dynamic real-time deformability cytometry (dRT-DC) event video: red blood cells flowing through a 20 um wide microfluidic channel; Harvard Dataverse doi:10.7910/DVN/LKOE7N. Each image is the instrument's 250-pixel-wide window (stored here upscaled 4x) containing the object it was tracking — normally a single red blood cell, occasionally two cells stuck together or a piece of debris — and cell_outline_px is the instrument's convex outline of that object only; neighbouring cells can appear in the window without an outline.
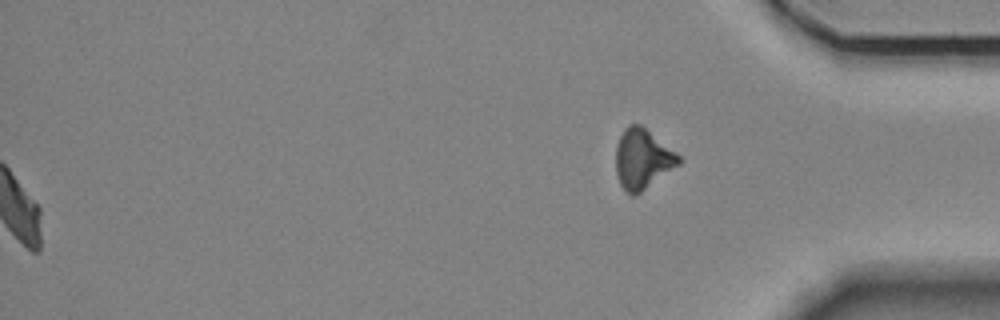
{"species": "Egyptian fruit bat (a non-hibernating species)", "species_latin": "Rousettus aegyptiacus", "temperature_condition": "room temperature", "stored_images_in_passage": 57, "segment_of_instrument_passage": [2, 2], "camera_frame_rate_fps": 3000, "um_per_image_px": 0.085, "animal": {"sex": "female"}, "frame": {"image": 1, "passage_image": 57, "time_ms": 18.667, "image_size_px": [1000, 320], "cell_outline_px": [[680, 164], [636, 196], [632, 196], [620, 184], [616, 176], [616, 144], [624, 128], [628, 124], [640, 124], [676, 152], [680, 156]], "centroid_in_image_um": [54.6, 13.52], "position_along_channel_um": 380.6, "area_um2": 21.96}}